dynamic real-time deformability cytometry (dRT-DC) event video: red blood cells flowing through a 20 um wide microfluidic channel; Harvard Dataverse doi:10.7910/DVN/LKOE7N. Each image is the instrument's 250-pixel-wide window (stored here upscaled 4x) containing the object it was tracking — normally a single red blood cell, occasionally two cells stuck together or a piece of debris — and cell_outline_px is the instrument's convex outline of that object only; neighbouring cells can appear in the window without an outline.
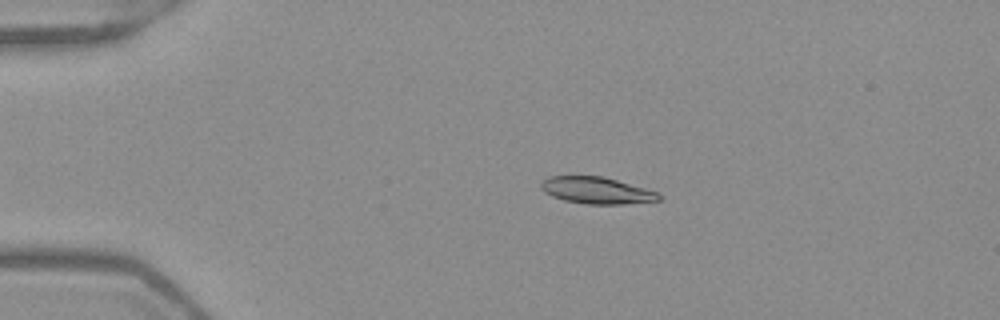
{"species": "Egyptian fruit bat (a non-hibernating species)", "species_latin": "Rousettus aegyptiacus", "temperature_condition": "warm", "stored_images_in_passage": 52, "camera_frame_rate_fps": 3000, "um_per_image_px": 0.085, "frame": {"image": 1, "passage_image": 11, "time_ms": 3.333, "image_size_px": [1000, 320], "cell_outline_px": [[660, 200], [620, 204], [588, 204], [564, 200], [552, 196], [544, 192], [540, 188], [540, 184], [548, 176], [604, 176], [660, 192]], "centroid_in_image_um": [50.71, 16.17], "position_along_channel_um": 34.3, "area_um2": 18.38}}
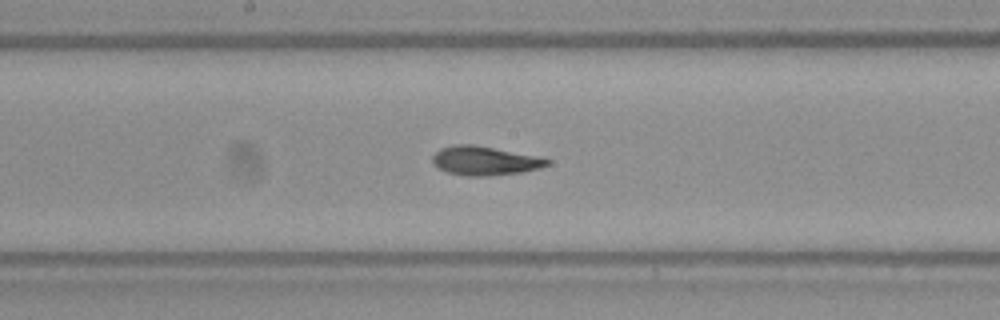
{"frame": {"image": 2, "passage_image": 28, "time_ms": 9.0, "image_size_px": [1000, 320], "cell_outline_px": [[552, 160], [548, 164], [540, 168], [524, 172], [484, 176], [464, 176], [448, 172], [436, 168], [432, 164], [432, 156], [440, 148], [452, 144], [472, 144], [544, 156]], "centroid_in_image_um": [41.23, 13.65], "position_along_channel_um": 207.0, "area_um2": 19.88}}
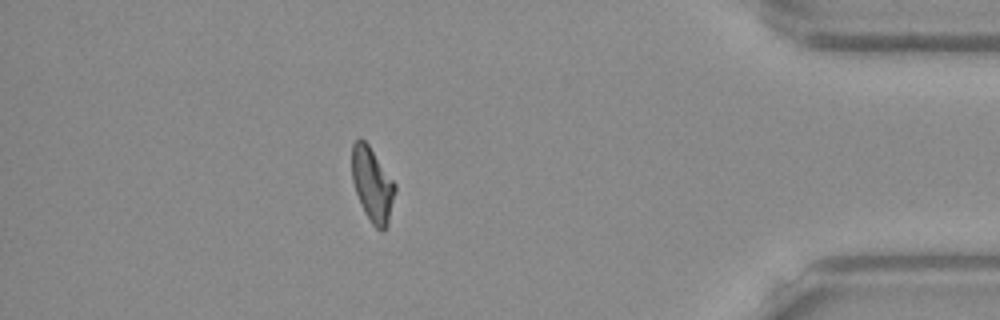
{"frame": {"image": 3, "passage_image": 46, "time_ms": 15.0, "image_size_px": [1000, 320], "cell_outline_px": [[396, 192], [388, 224], [384, 232], [380, 232], [372, 224], [364, 212], [360, 204], [352, 180], [352, 144], [360, 136], [368, 144], [396, 184]], "centroid_in_image_um": [31.66, 15.71], "position_along_channel_um": 403.5, "area_um2": 18.84}, "authors_computed_cell_mechanics": {"area_um2": 18.9584, "velocity_mm_per_s": 3.9386, "shape_relaxation_time_tau1_ms": 5.3943, "shape_relaxation_time_tau2_ms": 2.2088, "deformation_change_tau1": 0.1951, "deformation_change_tau2": 0.0967}}